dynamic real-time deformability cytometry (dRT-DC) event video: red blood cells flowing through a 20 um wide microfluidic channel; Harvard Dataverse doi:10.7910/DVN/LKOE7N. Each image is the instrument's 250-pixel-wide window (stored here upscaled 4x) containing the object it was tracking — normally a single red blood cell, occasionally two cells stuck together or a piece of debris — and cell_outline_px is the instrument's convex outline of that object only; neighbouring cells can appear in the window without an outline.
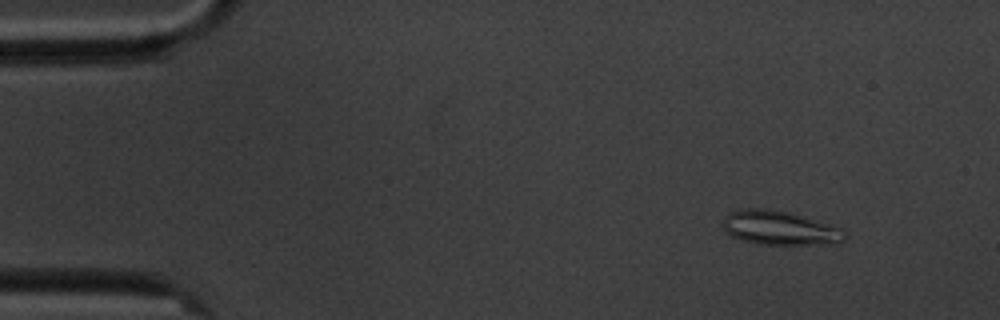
{"species": "common noctule bat (a hibernating species)", "species_latin": "Nyctalus noctula", "temperature_condition": "cold", "stored_images_in_passage": 4, "camera_frame_rate_fps": 3000, "um_per_image_px": 0.085, "animal": {"sex": "male", "body_mass_g": 20.1, "forearm_length_mm": 53.5}, "frame": {"image": 1, "passage_image": 1, "time_ms": 0.0, "image_size_px": [1000, 320], "cell_outline_px": [[848, 236], [844, 240], [808, 244], [756, 244], [740, 240], [732, 236], [724, 228], [724, 216], [740, 208], [764, 208], [792, 212], [840, 228], [848, 232]], "centroid_in_image_um": [66.24, 19.35], "position_along_channel_um": 18.8, "area_um2": 23.99}}
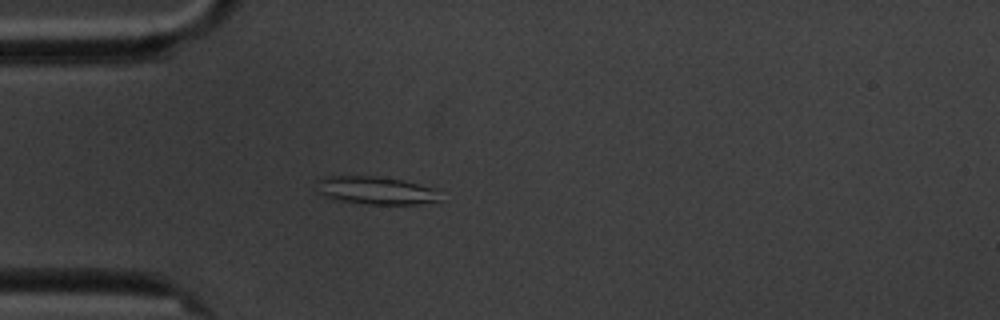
{"frame": {"image": 2, "passage_image": 4, "time_ms": 3.333, "image_size_px": [1000, 320], "cell_outline_px": [[440, 200], [420, 204], [368, 204], [336, 200], [324, 196], [316, 192], [316, 180], [324, 176], [376, 176], [404, 180], [432, 188]], "centroid_in_image_um": [31.83, 16.18], "position_along_channel_um": 53.2, "area_um2": 20.06}}